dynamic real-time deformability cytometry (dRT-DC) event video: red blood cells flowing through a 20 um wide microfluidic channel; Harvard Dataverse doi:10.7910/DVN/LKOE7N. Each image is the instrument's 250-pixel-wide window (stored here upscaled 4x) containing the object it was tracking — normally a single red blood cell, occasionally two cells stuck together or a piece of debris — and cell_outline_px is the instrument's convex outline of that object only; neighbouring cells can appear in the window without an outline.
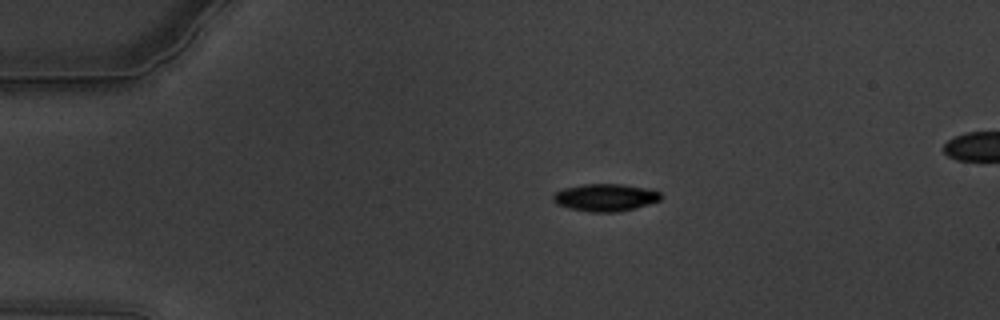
{"species": "common noctule bat (a hibernating species)", "species_latin": "Nyctalus noctula", "temperature_condition": "warm", "stored_images_in_passage": 62, "camera_frame_rate_fps": 3000, "um_per_image_px": 0.085, "animal": {"sex": "male", "body_mass_g": 19.5, "forearm_length_mm": 54.6}, "frame": {"image": 1, "passage_image": 14, "time_ms": 4.333, "image_size_px": [1000, 320], "cell_outline_px": [[660, 200], [636, 208], [620, 212], [588, 212], [568, 208], [556, 204], [552, 200], [552, 196], [556, 192], [564, 188], [584, 184], [620, 184], [648, 188], [660, 192]], "centroid_in_image_um": [51.43, 16.79], "position_along_channel_um": 33.6, "area_um2": 17.28}}
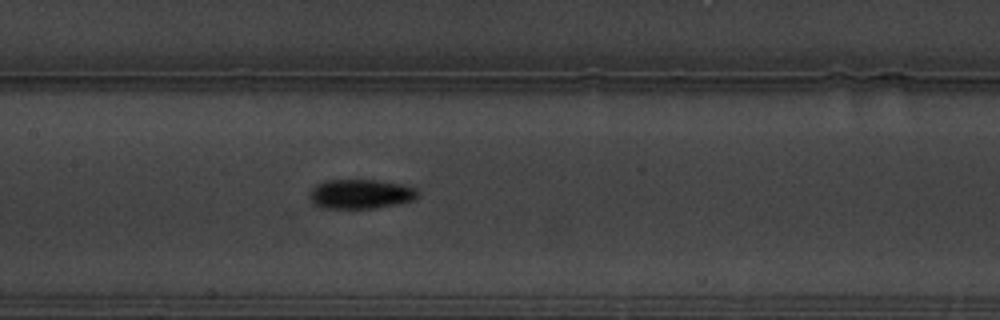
{"frame": {"image": 2, "passage_image": 31, "time_ms": 10.0, "image_size_px": [1000, 320], "cell_outline_px": [[420, 196], [416, 200], [376, 208], [320, 208], [312, 204], [308, 200], [308, 192], [316, 184], [328, 180], [380, 180], [404, 184], [416, 188], [420, 192]], "centroid_in_image_um": [30.65, 16.49], "position_along_channel_um": 176.7, "area_um2": 19.13}}
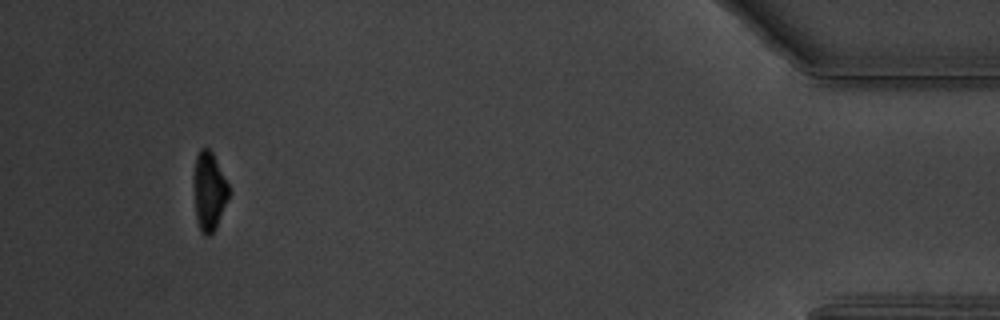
{"frame": {"image": 3, "passage_image": 58, "time_ms": 19.0, "image_size_px": [1000, 320], "cell_outline_px": [[232, 192], [216, 228], [208, 236], [200, 232], [196, 220], [192, 184], [192, 176], [196, 156], [200, 148], [208, 148], [212, 152]], "centroid_in_image_um": [17.76, 16.26], "position_along_channel_um": 417.4, "area_um2": 16.65}, "authors_computed_cell_mechanics": {"area_um2": 17.4267, "velocity_mm_per_s": 3.4044, "shape_relaxation_time_tau1_ms": 3.4444, "shape_relaxation_time_tau2_ms": 6.9933, "deformation_change_tau1": 0.154, "deformation_change_tau2": 0.1217}}